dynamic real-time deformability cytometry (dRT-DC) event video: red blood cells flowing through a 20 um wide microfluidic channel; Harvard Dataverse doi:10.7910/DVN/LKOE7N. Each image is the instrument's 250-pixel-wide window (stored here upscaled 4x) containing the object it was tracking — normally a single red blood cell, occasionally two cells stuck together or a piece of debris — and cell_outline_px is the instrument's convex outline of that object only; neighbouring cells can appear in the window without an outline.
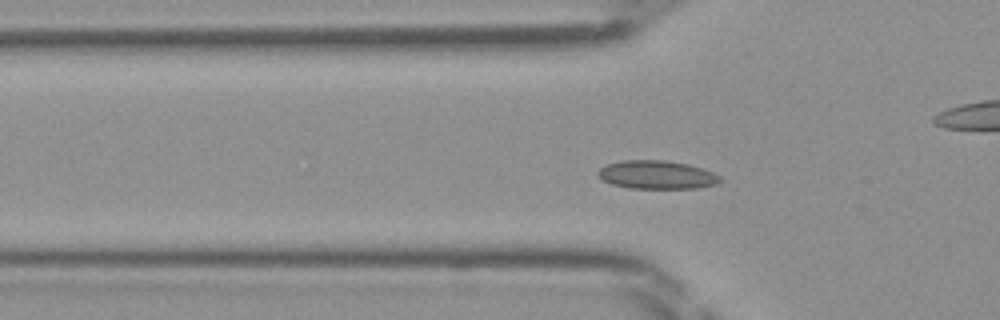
{"species": "Egyptian fruit bat (a non-hibernating species)", "species_latin": "Rousettus aegyptiacus", "temperature_condition": "room temperature", "stored_images_in_passage": 47, "camera_frame_rate_fps": 3000, "um_per_image_px": 0.085, "frame": {"image": 1, "passage_image": 14, "time_ms": 4.333, "image_size_px": [1000, 320], "cell_outline_px": [[724, 180], [716, 184], [696, 188], [628, 188], [612, 184], [600, 180], [596, 172], [600, 168], [608, 164], [620, 160], [664, 160], [688, 164], [712, 172], [720, 176]], "centroid_in_image_um": [55.8, 14.86], "position_along_channel_um": 70.0, "area_um2": 20.29}}
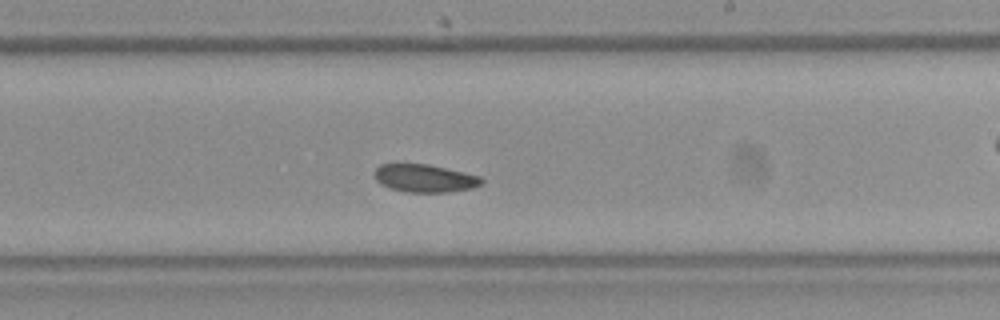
{"frame": {"image": 2, "passage_image": 27, "time_ms": 8.667, "image_size_px": [1000, 320], "cell_outline_px": [[484, 180], [480, 184], [472, 188], [448, 192], [404, 192], [380, 184], [376, 180], [376, 168], [380, 164], [428, 164], [480, 176]], "centroid_in_image_um": [36.1, 15.15], "position_along_channel_um": 252.9, "area_um2": 17.17}}
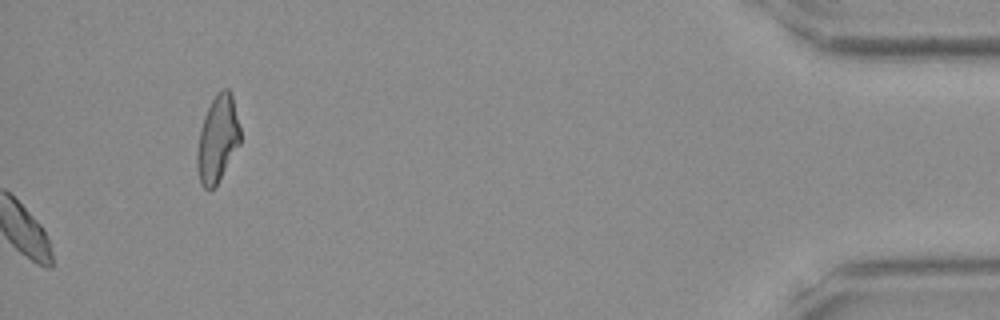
{"frame": {"image": 3, "passage_image": 47, "time_ms": 15.333, "image_size_px": [1000, 320], "cell_outline_px": [[240, 144], [216, 184], [212, 188], [204, 188], [200, 184], [196, 168], [196, 152], [200, 128], [204, 116], [216, 92], [224, 88], [228, 88], [232, 96], [240, 128]], "centroid_in_image_um": [18.47, 11.8], "position_along_channel_um": 416.7, "area_um2": 21.68}}